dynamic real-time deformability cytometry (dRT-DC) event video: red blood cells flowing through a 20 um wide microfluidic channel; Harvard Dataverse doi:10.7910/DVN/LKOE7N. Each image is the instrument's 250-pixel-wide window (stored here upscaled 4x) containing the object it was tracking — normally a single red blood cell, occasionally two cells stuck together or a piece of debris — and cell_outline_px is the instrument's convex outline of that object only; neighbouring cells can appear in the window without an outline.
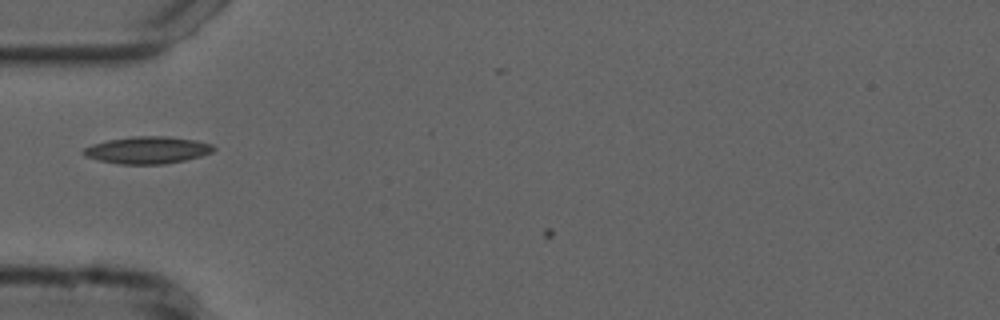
{"species": "common noctule bat (a hibernating species)", "species_latin": "Nyctalus noctula", "temperature_condition": "cold", "stored_images_in_passage": 7, "camera_frame_rate_fps": 3000, "um_per_image_px": 0.085, "animal": {"sex": "male", "forearm_length_mm": 52.5}, "frame": {"image": 1, "passage_image": 5, "time_ms": 1.333, "image_size_px": [1000, 320], "cell_outline_px": [[216, 148], [212, 152], [200, 156], [184, 160], [164, 164], [116, 164], [84, 156], [80, 152], [84, 148], [92, 144], [108, 140], [132, 136], [168, 136], [196, 140], [212, 144]], "centroid_in_image_um": [12.51, 12.75], "position_along_channel_um": 72.5, "area_um2": 20.63}}